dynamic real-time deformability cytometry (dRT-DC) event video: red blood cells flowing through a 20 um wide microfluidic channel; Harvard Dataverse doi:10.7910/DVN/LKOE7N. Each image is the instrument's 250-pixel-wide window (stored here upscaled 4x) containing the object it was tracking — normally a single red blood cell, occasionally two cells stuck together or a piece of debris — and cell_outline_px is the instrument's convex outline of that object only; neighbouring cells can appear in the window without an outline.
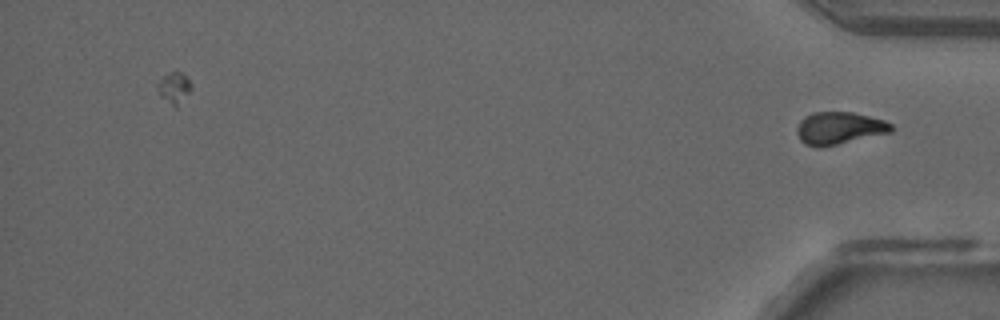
{"species": "common noctule bat (a hibernating species)", "species_latin": "Nyctalus noctula", "temperature_condition": "room temperature", "stored_images_in_passage": 39, "camera_frame_rate_fps": 3000, "um_per_image_px": 0.085, "animal": {"sex": "male", "forearm_length_mm": 52.5}, "frame": {"image": 1, "passage_image": 39, "time_ms": 12.667, "image_size_px": [1000, 320], "cell_outline_px": [[892, 132], [820, 148], [816, 148], [804, 144], [800, 140], [796, 132], [796, 128], [800, 120], [804, 116], [812, 112], [852, 112], [884, 120], [892, 124]], "centroid_in_image_um": [71.29, 10.9], "position_along_channel_um": 363.9, "area_um2": 17.98}}